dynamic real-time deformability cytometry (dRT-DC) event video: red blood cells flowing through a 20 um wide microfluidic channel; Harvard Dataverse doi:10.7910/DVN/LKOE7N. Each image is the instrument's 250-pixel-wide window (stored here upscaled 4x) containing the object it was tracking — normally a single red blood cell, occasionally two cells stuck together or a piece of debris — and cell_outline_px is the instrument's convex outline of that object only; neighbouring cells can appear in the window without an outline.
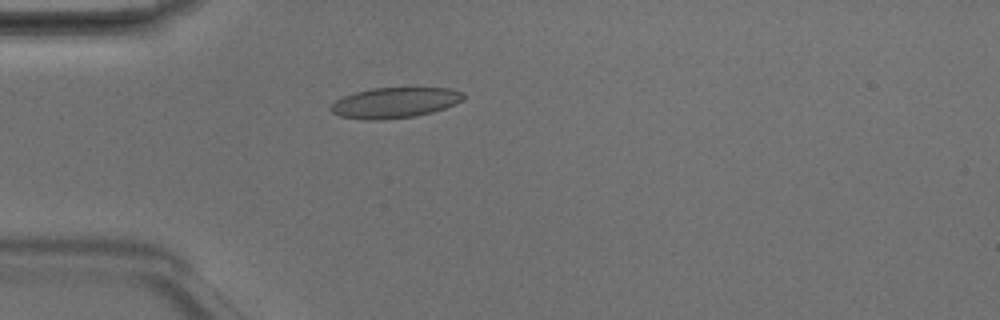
{"species": "Egyptian fruit bat (a non-hibernating species)", "species_latin": "Rousettus aegyptiacus", "temperature_condition": "room temperature", "stored_images_in_passage": 3, "camera_frame_rate_fps": 3000, "um_per_image_px": 0.085, "animal": {"sex": "male"}, "frame": {"image": 1, "passage_image": 3, "time_ms": 0.667, "image_size_px": [1000, 320], "cell_outline_px": [[464, 100], [456, 104], [432, 112], [416, 116], [380, 120], [364, 120], [340, 116], [332, 112], [328, 108], [336, 100], [344, 96], [356, 92], [372, 88], [448, 88], [464, 92]], "centroid_in_image_um": [33.56, 8.73], "position_along_channel_um": 51.4, "area_um2": 23.64}}